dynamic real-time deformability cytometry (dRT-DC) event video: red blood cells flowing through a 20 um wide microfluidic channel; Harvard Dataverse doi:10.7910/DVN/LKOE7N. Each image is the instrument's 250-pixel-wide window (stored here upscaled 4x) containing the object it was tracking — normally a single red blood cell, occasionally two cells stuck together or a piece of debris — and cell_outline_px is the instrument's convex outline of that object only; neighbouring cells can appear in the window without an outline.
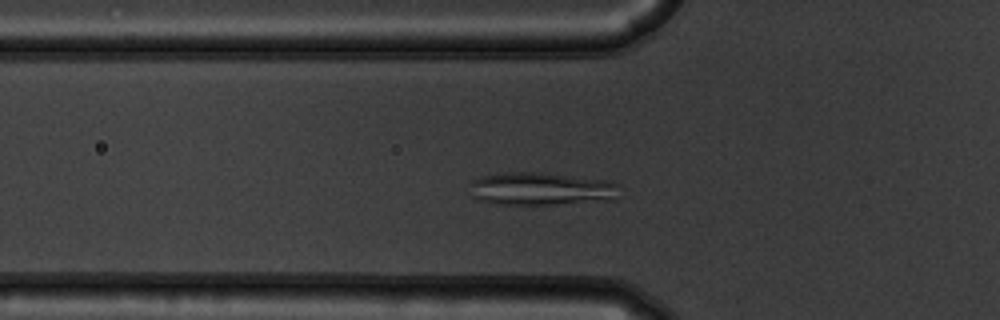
{"species": "common noctule bat (a hibernating species)", "species_latin": "Nyctalus noctula", "temperature_condition": "warm", "stored_images_in_passage": 47, "camera_frame_rate_fps": 3000, "um_per_image_px": 0.085, "animal": {"sex": "male", "body_mass_g": 19.5, "forearm_length_mm": 54.6}, "frame": {"image": 1, "passage_image": 12, "time_ms": 3.667, "image_size_px": [1000, 320], "cell_outline_px": [[620, 184], [616, 200], [552, 204], [496, 204], [480, 200], [472, 196], [472, 180], [484, 176], [504, 172], [544, 172], [608, 180]], "centroid_in_image_um": [46.07, 16.04], "position_along_channel_um": 79.7, "area_um2": 28.84}}
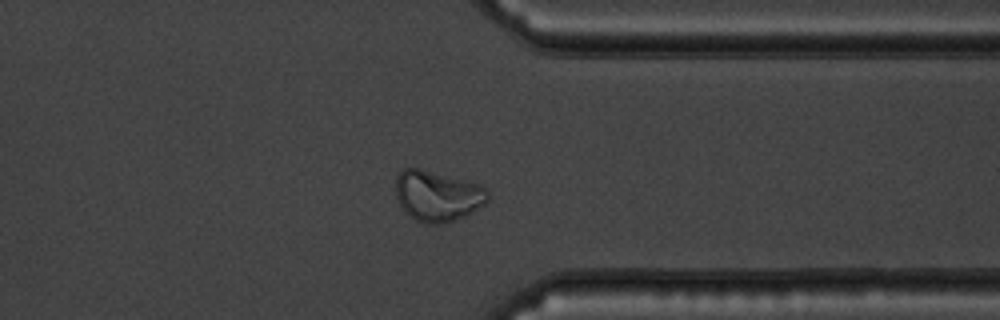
{"frame": {"image": 2, "passage_image": 36, "time_ms": 11.667, "image_size_px": [1000, 320], "cell_outline_px": [[488, 200], [484, 204], [464, 216], [444, 224], [424, 224], [416, 220], [400, 204], [396, 196], [396, 176], [404, 168], [416, 168], [476, 184], [488, 188]], "centroid_in_image_um": [37.18, 16.67], "position_along_channel_um": 374.2, "area_um2": 26.53}}
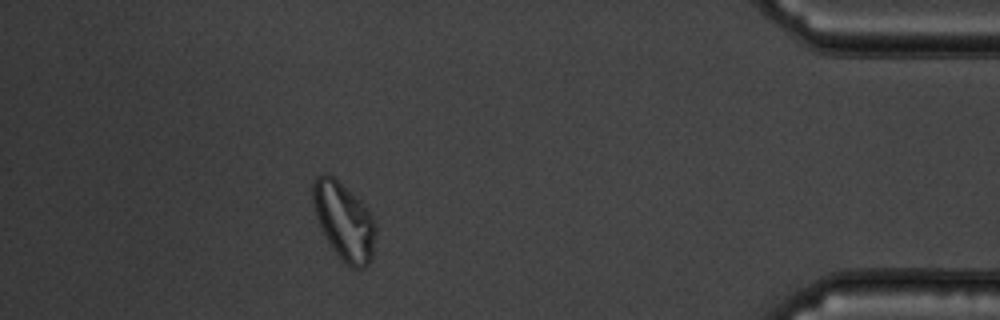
{"frame": {"image": 3, "passage_image": 42, "time_ms": 13.667, "image_size_px": [1000, 320], "cell_outline_px": [[376, 232], [372, 256], [368, 264], [364, 268], [352, 268], [332, 248], [316, 216], [312, 204], [312, 184], [316, 176], [320, 172], [328, 172], [360, 200], [368, 208], [376, 224]], "centroid_in_image_um": [29.24, 18.74], "position_along_channel_um": 406.0, "area_um2": 28.21}}